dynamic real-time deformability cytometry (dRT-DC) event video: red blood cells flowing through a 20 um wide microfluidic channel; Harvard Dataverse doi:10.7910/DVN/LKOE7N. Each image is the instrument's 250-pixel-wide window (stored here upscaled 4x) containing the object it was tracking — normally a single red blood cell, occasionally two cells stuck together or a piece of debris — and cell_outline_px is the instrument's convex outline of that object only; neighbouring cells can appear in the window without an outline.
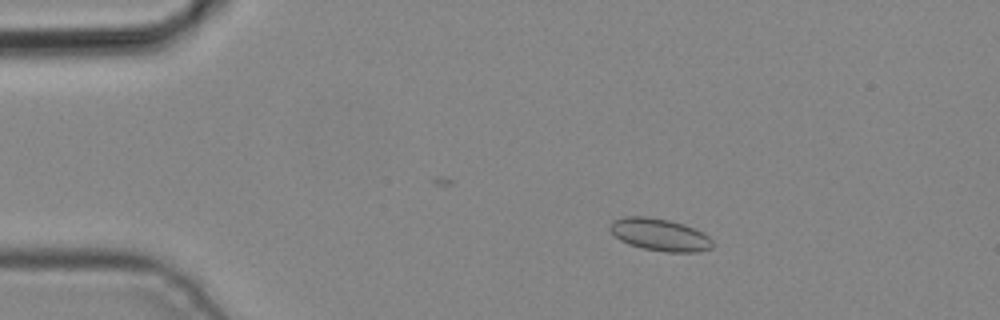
{"species": "common noctule bat (a hibernating species)", "species_latin": "Nyctalus noctula", "temperature_condition": "cold", "stored_images_in_passage": 6, "camera_frame_rate_fps": 3000, "um_per_image_px": 0.085, "animal": {"sex": "male", "body_mass_g": 19.2, "forearm_length_mm": 51.8}, "frame": {"image": 1, "passage_image": 3, "time_ms": 0.667, "image_size_px": [1000, 320], "cell_outline_px": [[712, 248], [696, 252], [668, 252], [644, 248], [628, 244], [620, 240], [608, 228], [608, 224], [612, 220], [624, 216], [648, 216], [668, 220], [684, 224], [704, 232], [712, 240]], "centroid_in_image_um": [56.06, 19.93], "position_along_channel_um": 28.9, "area_um2": 19.42}}
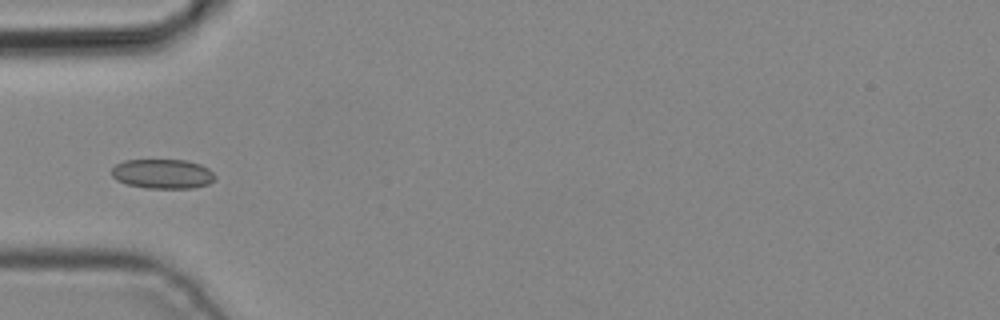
{"frame": {"image": 2, "passage_image": 5, "time_ms": 1.333, "image_size_px": [1000, 320], "cell_outline_px": [[216, 176], [208, 184], [192, 188], [144, 188], [128, 184], [116, 180], [112, 176], [112, 168], [116, 164], [124, 160], [184, 160], [200, 164], [208, 168]], "centroid_in_image_um": [13.8, 14.78], "position_along_channel_um": 71.2, "area_um2": 17.74}}
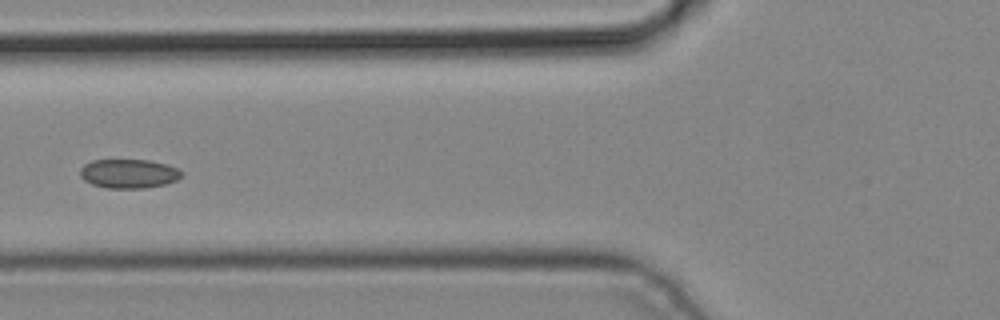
{"frame": {"image": 3, "passage_image": 6, "time_ms": 1.667, "image_size_px": [1000, 320], "cell_outline_px": [[184, 172], [176, 180], [164, 184], [144, 188], [108, 188], [92, 184], [84, 180], [80, 176], [80, 168], [84, 164], [92, 160], [148, 160], [164, 164], [176, 168]], "centroid_in_image_um": [10.9, 14.76], "position_along_channel_um": 114.9, "area_um2": 17.05}}